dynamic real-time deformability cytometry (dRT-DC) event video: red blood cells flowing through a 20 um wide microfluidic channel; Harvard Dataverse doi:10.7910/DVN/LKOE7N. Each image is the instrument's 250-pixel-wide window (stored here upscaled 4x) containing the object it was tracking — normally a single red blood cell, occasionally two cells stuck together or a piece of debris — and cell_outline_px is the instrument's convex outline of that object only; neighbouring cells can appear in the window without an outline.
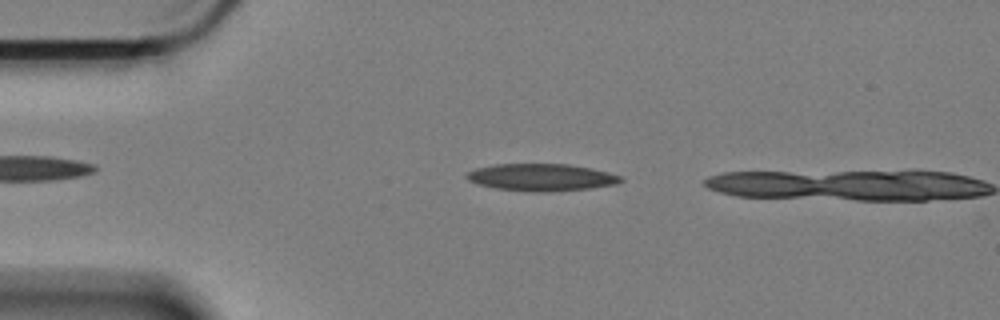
{"species": "Egyptian fruit bat (a non-hibernating species)", "species_latin": "Rousettus aegyptiacus", "temperature_condition": "cold", "stored_images_in_passage": 8, "camera_frame_rate_fps": 3000, "um_per_image_px": 0.085, "animal": {"sex": "female"}, "frame": {"image": 1, "passage_image": 7, "time_ms": 2.0, "image_size_px": [1000, 320], "cell_outline_px": [[624, 180], [616, 184], [588, 188], [548, 192], [532, 192], [496, 188], [480, 184], [468, 180], [464, 176], [468, 172], [476, 168], [496, 164], [568, 164], [592, 168], [608, 172], [620, 176]], "centroid_in_image_um": [46.02, 15.07], "position_along_channel_um": 39.0, "area_um2": 24.28}}